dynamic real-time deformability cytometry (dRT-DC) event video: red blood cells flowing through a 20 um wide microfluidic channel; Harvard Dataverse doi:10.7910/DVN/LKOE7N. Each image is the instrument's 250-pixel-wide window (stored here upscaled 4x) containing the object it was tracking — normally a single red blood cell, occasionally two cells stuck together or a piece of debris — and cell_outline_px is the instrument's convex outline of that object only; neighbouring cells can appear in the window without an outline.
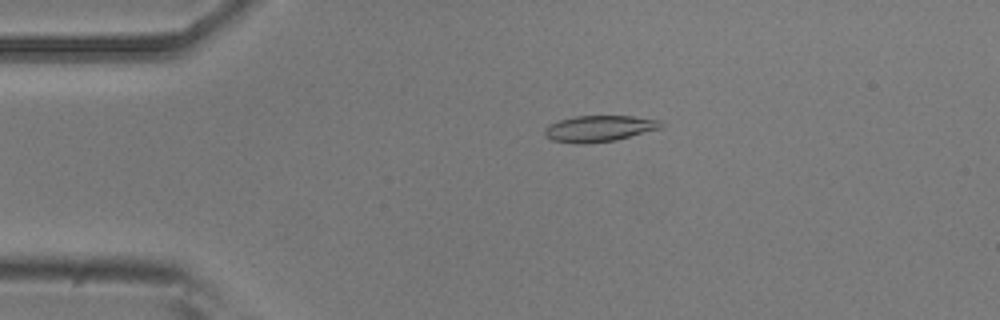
{"species": "common noctule bat (a hibernating species)", "species_latin": "Nyctalus noctula", "temperature_condition": "room temperature", "stored_images_in_passage": 52, "camera_frame_rate_fps": 3000, "um_per_image_px": 0.085, "animal": {"sex": "male", "body_mass_g": 20.5, "forearm_length_mm": 52.5}, "frame": {"image": 1, "passage_image": 11, "time_ms": 3.333, "image_size_px": [1000, 320], "cell_outline_px": [[664, 124], [660, 128], [616, 140], [584, 144], [576, 144], [552, 140], [544, 132], [544, 128], [548, 124], [560, 120], [576, 116], [632, 116], [660, 120]], "centroid_in_image_um": [50.92, 10.93], "position_along_channel_um": 34.1, "area_um2": 17.69}}
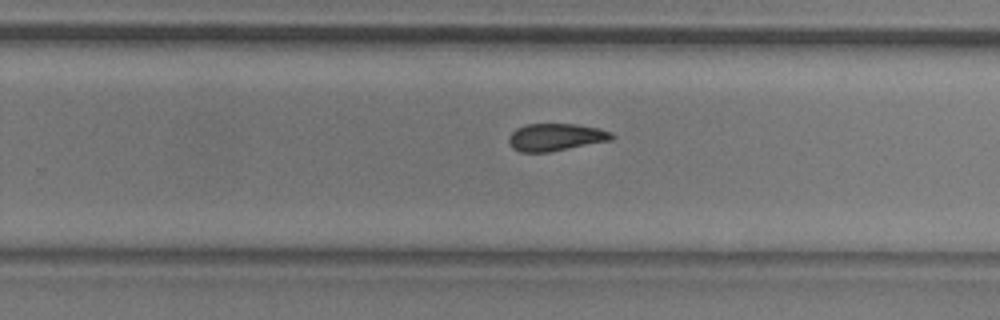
{"frame": {"image": 2, "passage_image": 33, "time_ms": 10.667, "image_size_px": [1000, 320], "cell_outline_px": [[616, 136], [612, 140], [548, 152], [520, 152], [512, 148], [508, 144], [508, 136], [516, 128], [528, 124], [576, 124], [600, 128], [612, 132]], "centroid_in_image_um": [47.24, 11.66], "position_along_channel_um": 282.6, "area_um2": 16.59}}
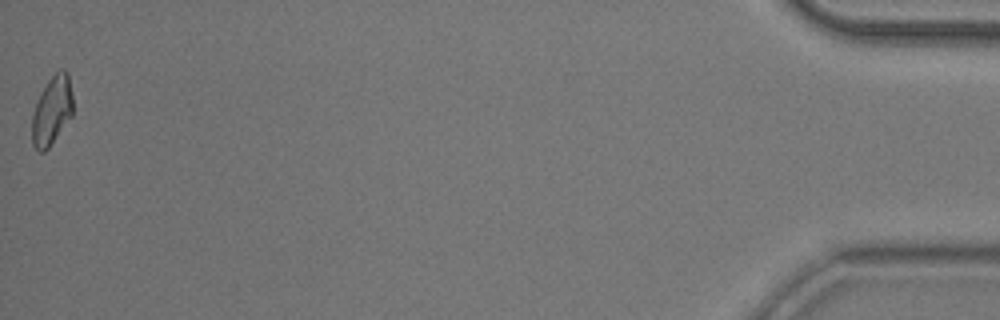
{"frame": {"image": 3, "passage_image": 52, "time_ms": 17.0, "image_size_px": [1000, 320], "cell_outline_px": [[72, 116], [48, 148], [44, 152], [40, 152], [32, 144], [32, 116], [36, 104], [48, 80], [60, 68], [64, 68], [68, 72], [72, 96]], "centroid_in_image_um": [4.42, 9.39], "position_along_channel_um": 430.8, "area_um2": 16.18}, "authors_computed_cell_mechanics": {"area_um2": 17.0799, "velocity_mm_per_s": 3.9021, "shape_relaxation_time_tau1_ms": 5.4261, "shape_relaxation_time_tau2_ms": 4.6538, "deformation_change_tau1": 0.1522, "deformation_change_tau2": 0.1095}}